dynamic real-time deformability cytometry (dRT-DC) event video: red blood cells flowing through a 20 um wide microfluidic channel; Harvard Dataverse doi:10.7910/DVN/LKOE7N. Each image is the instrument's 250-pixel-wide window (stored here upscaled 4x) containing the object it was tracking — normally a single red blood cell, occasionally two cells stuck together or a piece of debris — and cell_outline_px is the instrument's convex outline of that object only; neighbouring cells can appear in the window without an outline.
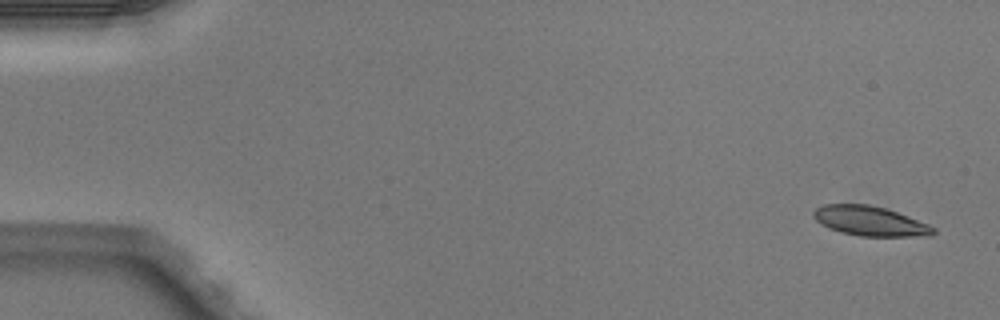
{"species": "Egyptian fruit bat (a non-hibernating species)", "species_latin": "Rousettus aegyptiacus", "temperature_condition": "warm", "stored_images_in_passage": 4, "camera_frame_rate_fps": 3000, "um_per_image_px": 0.085, "animal": {"sex": "male"}, "frame": {"image": 1, "passage_image": 1, "time_ms": 0.0, "image_size_px": [1000, 320], "cell_outline_px": [[936, 232], [932, 236], [860, 236], [840, 232], [828, 228], [820, 224], [812, 216], [812, 212], [816, 208], [824, 204], [868, 204], [884, 208], [896, 212], [928, 224], [936, 228]], "centroid_in_image_um": [73.93, 18.79], "position_along_channel_um": 11.1, "area_um2": 20.75}}
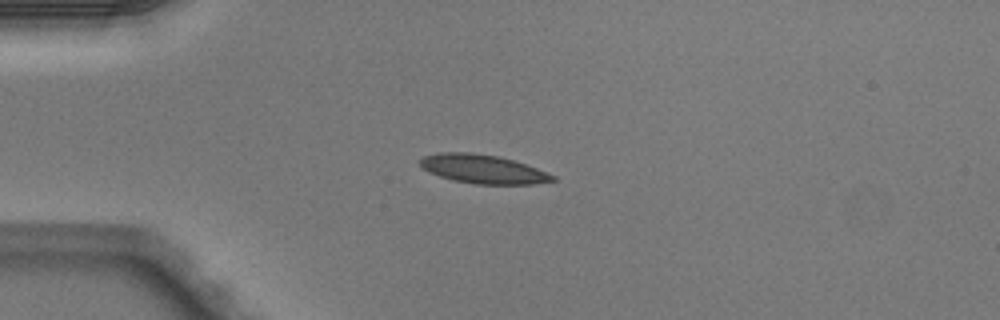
{"frame": {"image": 2, "passage_image": 4, "time_ms": 1.0, "image_size_px": [1000, 320], "cell_outline_px": [[556, 180], [532, 184], [476, 184], [452, 180], [428, 172], [420, 164], [420, 160], [424, 156], [440, 152], [472, 152], [496, 156], [512, 160], [536, 168], [556, 176]], "centroid_in_image_um": [41.03, 14.37], "position_along_channel_um": 44.0, "area_um2": 22.02}}